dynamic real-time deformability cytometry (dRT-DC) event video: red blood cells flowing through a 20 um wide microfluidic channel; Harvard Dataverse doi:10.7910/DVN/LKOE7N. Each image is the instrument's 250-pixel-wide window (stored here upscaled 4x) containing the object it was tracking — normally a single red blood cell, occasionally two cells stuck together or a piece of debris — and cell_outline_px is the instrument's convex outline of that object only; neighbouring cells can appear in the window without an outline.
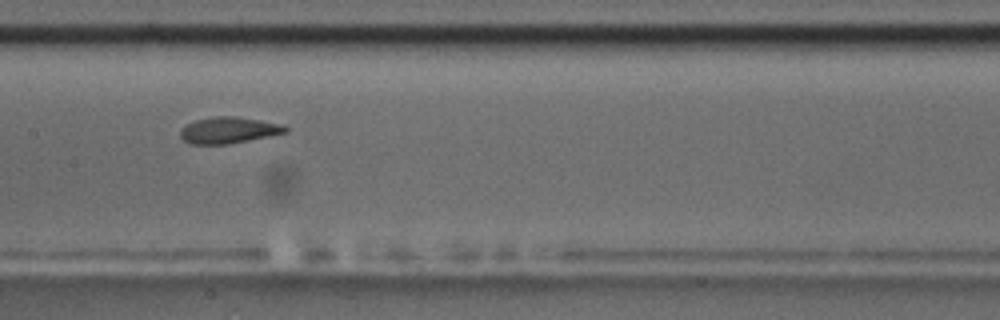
{"species": "common noctule bat (a hibernating species)", "species_latin": "Nyctalus noctula", "temperature_condition": "room temperature", "stored_images_in_passage": 7, "camera_frame_rate_fps": 3000, "um_per_image_px": 0.085, "animal": {"sex": "male", "body_mass_g": 17.5, "forearm_length_mm": 52.3}, "frame": {"image": 1, "passage_image": 6, "time_ms": 5.667, "image_size_px": [1000, 320], "cell_outline_px": [[288, 132], [228, 144], [188, 144], [180, 136], [180, 128], [196, 120], [212, 116], [236, 116], [284, 124], [288, 128]], "centroid_in_image_um": [19.43, 11.06], "position_along_channel_um": 188.0, "area_um2": 16.18}}